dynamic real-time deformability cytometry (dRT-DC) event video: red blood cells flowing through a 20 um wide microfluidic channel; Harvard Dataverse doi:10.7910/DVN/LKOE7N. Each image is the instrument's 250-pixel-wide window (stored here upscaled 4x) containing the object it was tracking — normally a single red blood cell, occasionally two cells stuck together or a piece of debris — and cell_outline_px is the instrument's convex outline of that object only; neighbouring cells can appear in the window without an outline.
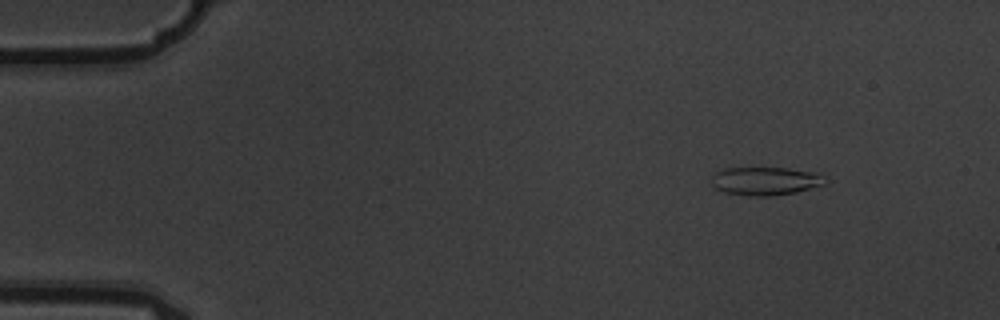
{"species": "common noctule bat (a hibernating species)", "species_latin": "Nyctalus noctula", "temperature_condition": "warm", "stored_images_in_passage": 6, "camera_frame_rate_fps": 3000, "um_per_image_px": 0.085, "animal": {"sex": "male", "body_mass_g": 19.5, "forearm_length_mm": 54.6}, "frame": {"image": 1, "passage_image": 6, "time_ms": 1.667, "image_size_px": [1000, 320], "cell_outline_px": [[828, 180], [824, 184], [796, 192], [772, 196], [748, 196], [724, 192], [716, 188], [712, 184], [712, 176], [716, 172], [724, 168], [788, 168], [820, 172]], "centroid_in_image_um": [65.1, 15.38], "position_along_channel_um": 19.9, "area_um2": 18.9}}